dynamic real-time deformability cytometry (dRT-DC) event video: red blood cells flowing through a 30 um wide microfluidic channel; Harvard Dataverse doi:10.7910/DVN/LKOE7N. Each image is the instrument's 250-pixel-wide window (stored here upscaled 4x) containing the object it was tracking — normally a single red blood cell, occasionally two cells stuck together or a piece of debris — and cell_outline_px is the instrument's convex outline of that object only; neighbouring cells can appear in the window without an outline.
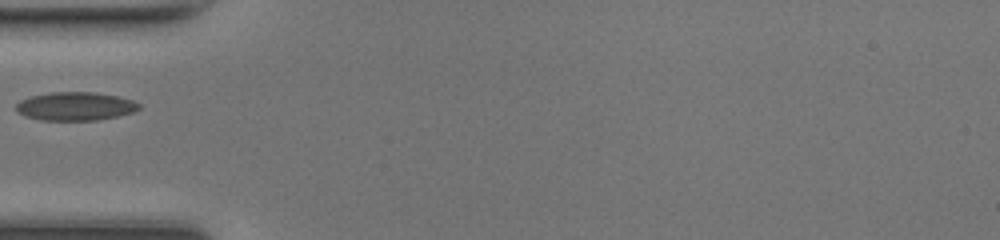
{"species": "common noctule bat (a hibernating species)", "species_latin": "Nyctalus noctula", "temperature_condition": "room temperature", "stored_images_in_passage": 27, "camera_frame_rate_fps": 3000, "um_per_image_px": 0.085, "animal": {"sex": "female", "body_mass_g": 17.0, "forearm_length_mm": 48.0}, "frame": {"image": 1, "passage_image": 1, "time_ms": 0.0, "image_size_px": [1000, 240], "cell_outline_px": [[140, 108], [132, 112], [116, 116], [96, 120], [40, 120], [24, 116], [16, 112], [16, 104], [20, 100], [28, 96], [52, 92], [96, 92], [116, 96], [132, 100], [140, 104]], "centroid_in_image_um": [6.35, 9.03], "position_along_channel_um": 78.7, "area_um2": 20.4}}
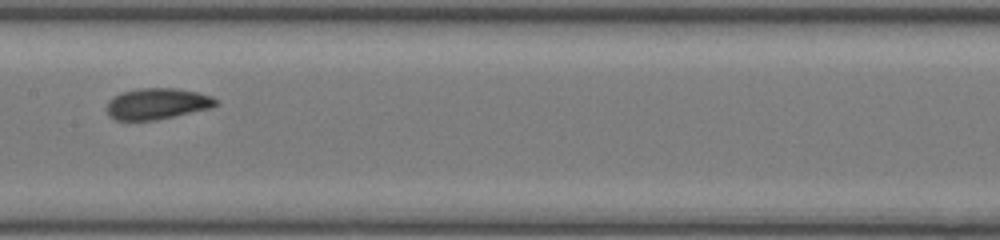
{"frame": {"image": 2, "passage_image": 9, "time_ms": 2.667, "image_size_px": [1000, 240], "cell_outline_px": [[216, 104], [212, 108], [156, 120], [116, 120], [108, 116], [108, 100], [112, 96], [120, 92], [140, 88], [176, 88], [196, 92], [212, 96], [216, 100]], "centroid_in_image_um": [13.33, 8.81], "position_along_channel_um": 194.1, "area_um2": 19.83}}
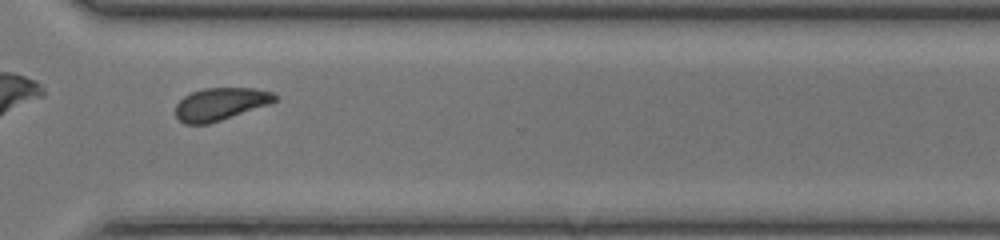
{"frame": {"image": 3, "passage_image": 20, "time_ms": 6.333, "image_size_px": [1000, 240], "cell_outline_px": [[280, 96], [276, 100], [268, 104], [208, 124], [184, 124], [176, 116], [176, 104], [184, 96], [192, 92], [204, 88], [256, 88], [272, 92]], "centroid_in_image_um": [18.74, 8.83], "position_along_channel_um": 351.9, "area_um2": 18.67}}